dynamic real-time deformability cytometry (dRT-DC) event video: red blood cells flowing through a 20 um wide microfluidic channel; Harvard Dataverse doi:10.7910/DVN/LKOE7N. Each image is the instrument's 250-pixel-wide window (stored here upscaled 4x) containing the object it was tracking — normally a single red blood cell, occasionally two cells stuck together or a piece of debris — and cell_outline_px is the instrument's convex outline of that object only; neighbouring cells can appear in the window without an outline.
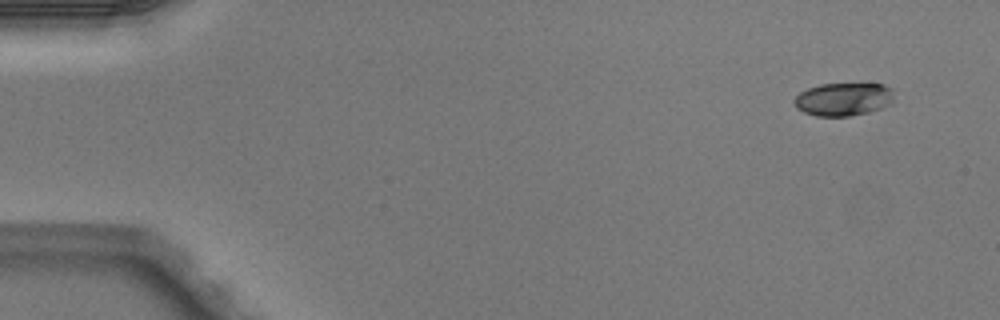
{"species": "Egyptian fruit bat (a non-hibernating species)", "species_latin": "Rousettus aegyptiacus", "temperature_condition": "warm", "stored_images_in_passage": 6, "camera_frame_rate_fps": 3000, "um_per_image_px": 0.085, "animal": {"sex": "male"}, "frame": {"image": 1, "passage_image": 1, "time_ms": 0.0, "image_size_px": [1000, 320], "cell_outline_px": [[892, 104], [868, 112], [848, 116], [816, 116], [804, 112], [796, 108], [792, 100], [800, 92], [808, 88], [820, 84], [884, 84], [892, 88]], "centroid_in_image_um": [71.67, 8.43], "position_along_channel_um": 13.3, "area_um2": 19.25}}
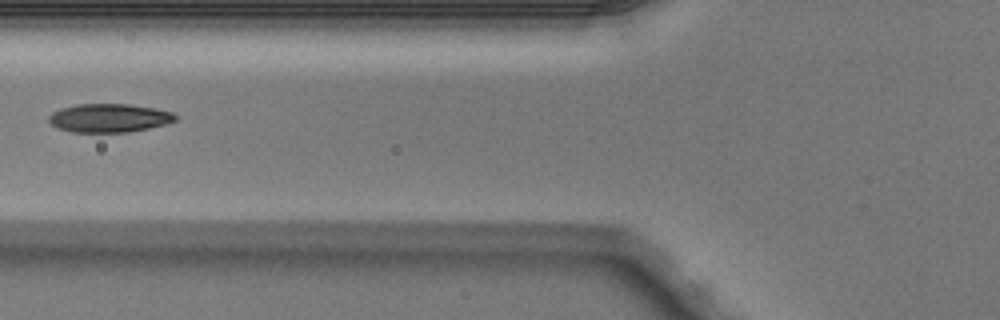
{"frame": {"image": 2, "passage_image": 5, "time_ms": 1.333, "image_size_px": [1000, 320], "cell_outline_px": [[176, 120], [168, 124], [128, 132], [72, 132], [56, 128], [48, 120], [48, 116], [52, 112], [60, 108], [76, 104], [128, 104], [156, 108], [172, 112], [176, 116]], "centroid_in_image_um": [9.26, 10.03], "position_along_channel_um": 116.5, "area_um2": 21.21}}
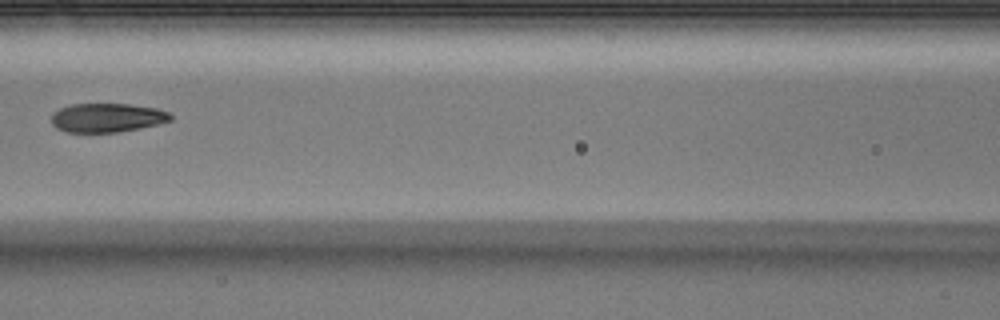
{"frame": {"image": 3, "passage_image": 6, "time_ms": 1.667, "image_size_px": [1000, 320], "cell_outline_px": [[172, 120], [140, 128], [120, 132], [64, 132], [56, 128], [52, 124], [52, 112], [60, 108], [72, 104], [128, 104], [156, 108], [168, 112], [172, 116]], "centroid_in_image_um": [9.07, 10.01], "position_along_channel_um": 157.5, "area_um2": 20.11}}